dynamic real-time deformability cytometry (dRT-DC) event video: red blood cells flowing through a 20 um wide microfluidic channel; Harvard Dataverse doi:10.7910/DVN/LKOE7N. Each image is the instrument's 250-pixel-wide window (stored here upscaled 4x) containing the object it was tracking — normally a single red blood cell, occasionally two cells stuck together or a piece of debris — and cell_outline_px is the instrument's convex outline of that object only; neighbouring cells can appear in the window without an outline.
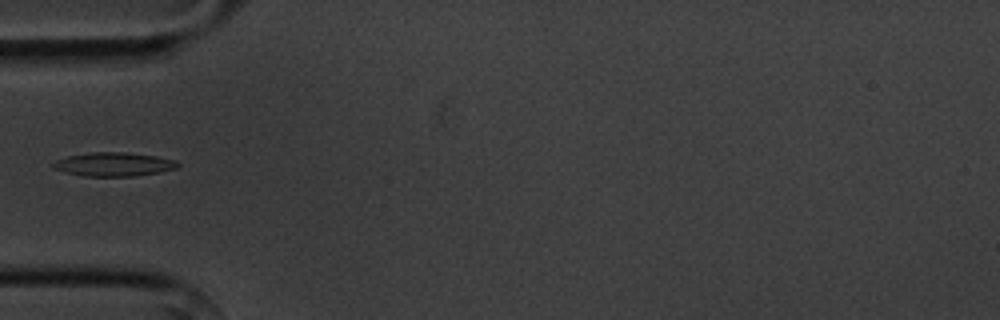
{"species": "common noctule bat (a hibernating species)", "species_latin": "Nyctalus noctula", "temperature_condition": "cold", "stored_images_in_passage": 2, "camera_frame_rate_fps": 3000, "um_per_image_px": 0.085, "animal": {"sex": "male", "body_mass_g": 20.1, "forearm_length_mm": 53.5}, "frame": {"image": 1, "passage_image": 1, "time_ms": 0.0, "image_size_px": [1000, 320], "cell_outline_px": [[180, 164], [176, 168], [160, 172], [136, 176], [84, 176], [64, 172], [52, 168], [52, 164], [56, 160], [68, 156], [88, 152], [124, 152], [156, 156], [176, 160]], "centroid_in_image_um": [9.66, 13.96], "position_along_channel_um": 75.3, "area_um2": 17.34}}
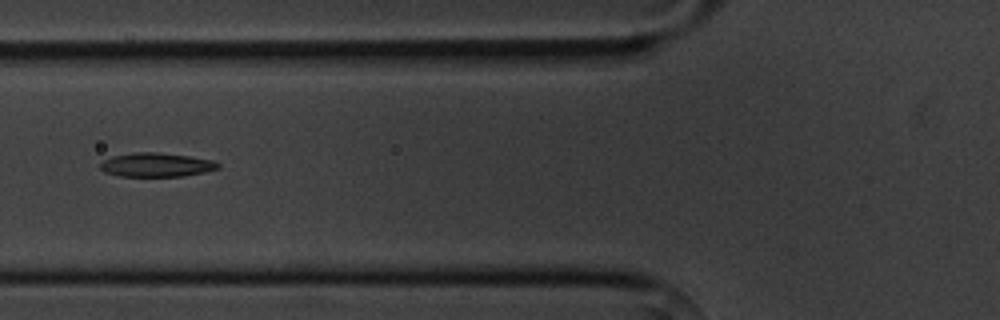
{"frame": {"image": 2, "passage_image": 2, "time_ms": 1.0, "image_size_px": [1000, 320], "cell_outline_px": [[220, 168], [204, 172], [184, 176], [116, 176], [104, 172], [100, 168], [100, 164], [104, 160], [112, 156], [132, 152], [156, 152], [188, 156], [212, 160], [220, 164]], "centroid_in_image_um": [13.26, 14.01], "position_along_channel_um": 112.5, "area_um2": 16.47}}